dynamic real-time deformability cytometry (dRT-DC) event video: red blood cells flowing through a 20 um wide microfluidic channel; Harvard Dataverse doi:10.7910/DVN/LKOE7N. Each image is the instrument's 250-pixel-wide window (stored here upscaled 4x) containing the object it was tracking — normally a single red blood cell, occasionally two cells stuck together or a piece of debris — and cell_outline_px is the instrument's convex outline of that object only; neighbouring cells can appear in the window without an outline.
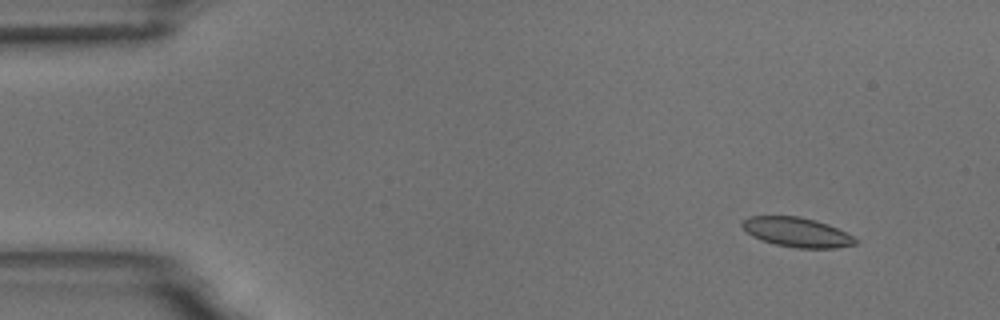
{"species": "common noctule bat (a hibernating species)", "species_latin": "Nyctalus noctula", "temperature_condition": "room temperature", "stored_images_in_passage": 6, "camera_frame_rate_fps": 3000, "um_per_image_px": 0.085, "animal": {"sex": "male", "body_mass_g": 18.8}, "frame": {"image": 1, "passage_image": 2, "time_ms": 1.0, "image_size_px": [1000, 320], "cell_outline_px": [[860, 240], [856, 244], [836, 248], [796, 248], [776, 244], [752, 236], [740, 224], [748, 216], [800, 216], [816, 220], [828, 224]], "centroid_in_image_um": [67.76, 19.73], "position_along_channel_um": 17.2, "area_um2": 19.36}}
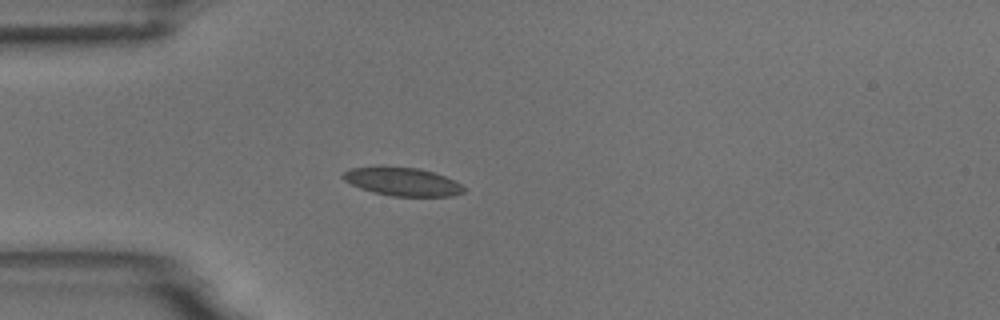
{"frame": {"image": 2, "passage_image": 4, "time_ms": 4.333, "image_size_px": [1000, 320], "cell_outline_px": [[468, 188], [464, 192], [452, 196], [392, 196], [372, 192], [360, 188], [344, 180], [340, 176], [344, 172], [352, 168], [416, 168], [432, 172], [444, 176]], "centroid_in_image_um": [34.24, 15.47], "position_along_channel_um": 50.8, "area_um2": 19.36}}